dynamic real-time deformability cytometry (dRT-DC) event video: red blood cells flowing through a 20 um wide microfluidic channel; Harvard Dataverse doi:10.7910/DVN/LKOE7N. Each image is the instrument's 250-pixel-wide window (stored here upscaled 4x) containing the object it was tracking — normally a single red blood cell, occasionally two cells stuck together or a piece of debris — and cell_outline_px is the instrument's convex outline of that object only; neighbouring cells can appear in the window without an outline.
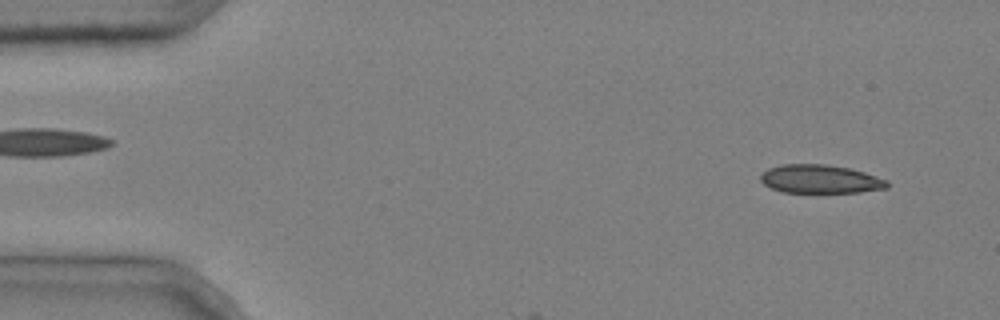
{"species": "common noctule bat (a hibernating species)", "species_latin": "Nyctalus noctula", "temperature_condition": "cold", "stored_images_in_passage": 1, "camera_frame_rate_fps": 3000, "um_per_image_px": 0.085, "animal": {"sex": "male", "body_mass_g": 20.4}, "frame": {"image": 1, "passage_image": 1, "time_ms": 0.0, "image_size_px": [1000, 320], "cell_outline_px": [[888, 188], [860, 192], [784, 192], [772, 188], [764, 184], [760, 180], [760, 176], [768, 168], [780, 164], [828, 164], [848, 168], [864, 172], [888, 180]], "centroid_in_image_um": [69.72, 15.21], "position_along_channel_um": 15.3, "area_um2": 20.98}}